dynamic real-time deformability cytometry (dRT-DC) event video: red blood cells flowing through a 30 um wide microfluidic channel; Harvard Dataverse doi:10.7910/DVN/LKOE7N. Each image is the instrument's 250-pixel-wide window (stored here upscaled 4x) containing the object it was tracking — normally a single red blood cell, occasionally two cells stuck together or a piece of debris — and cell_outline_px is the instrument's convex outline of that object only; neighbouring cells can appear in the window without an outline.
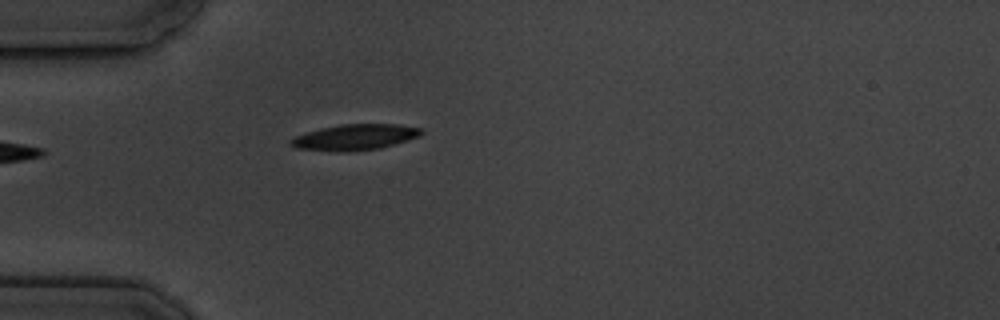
{"species": "common noctule bat (a hibernating species)", "species_latin": "Nyctalus noctula", "temperature_condition": "cold", "stored_images_in_passage": 5, "camera_frame_rate_fps": 3000, "um_per_image_px": 0.085, "animal": {"sex": "male", "body_mass_g": 19.5, "forearm_length_mm": 54.6}, "frame": {"image": 1, "passage_image": 5, "time_ms": 4.667, "image_size_px": [1000, 320], "cell_outline_px": [[424, 132], [420, 136], [408, 140], [380, 148], [348, 152], [336, 152], [296, 148], [288, 140], [304, 132], [320, 128], [340, 124], [400, 124], [424, 128]], "centroid_in_image_um": [30.19, 11.65], "position_along_channel_um": 54.8, "area_um2": 19.94}}